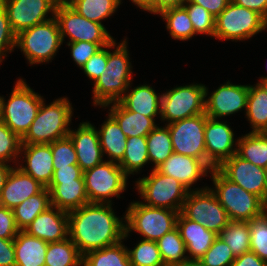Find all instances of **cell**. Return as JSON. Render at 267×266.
Returning <instances> with one entry per match:
<instances>
[{"mask_svg":"<svg viewBox=\"0 0 267 266\" xmlns=\"http://www.w3.org/2000/svg\"><path fill=\"white\" fill-rule=\"evenodd\" d=\"M47 189L50 191L51 205L60 210L70 212L89 203L84 179L51 182Z\"/></svg>","mask_w":267,"mask_h":266,"instance_id":"obj_25","label":"cell"},{"mask_svg":"<svg viewBox=\"0 0 267 266\" xmlns=\"http://www.w3.org/2000/svg\"><path fill=\"white\" fill-rule=\"evenodd\" d=\"M231 266H267L254 252L249 251L237 256Z\"/></svg>","mask_w":267,"mask_h":266,"instance_id":"obj_54","label":"cell"},{"mask_svg":"<svg viewBox=\"0 0 267 266\" xmlns=\"http://www.w3.org/2000/svg\"><path fill=\"white\" fill-rule=\"evenodd\" d=\"M149 163L147 140L144 136L127 138L126 150L122 161L118 164L129 176L140 172Z\"/></svg>","mask_w":267,"mask_h":266,"instance_id":"obj_37","label":"cell"},{"mask_svg":"<svg viewBox=\"0 0 267 266\" xmlns=\"http://www.w3.org/2000/svg\"><path fill=\"white\" fill-rule=\"evenodd\" d=\"M15 45L16 34L10 26L5 7L0 3V64L8 53L15 50Z\"/></svg>","mask_w":267,"mask_h":266,"instance_id":"obj_47","label":"cell"},{"mask_svg":"<svg viewBox=\"0 0 267 266\" xmlns=\"http://www.w3.org/2000/svg\"><path fill=\"white\" fill-rule=\"evenodd\" d=\"M185 3L186 0H155V14L158 15L169 8L183 7Z\"/></svg>","mask_w":267,"mask_h":266,"instance_id":"obj_56","label":"cell"},{"mask_svg":"<svg viewBox=\"0 0 267 266\" xmlns=\"http://www.w3.org/2000/svg\"><path fill=\"white\" fill-rule=\"evenodd\" d=\"M122 242L86 253L82 266H132L127 247Z\"/></svg>","mask_w":267,"mask_h":266,"instance_id":"obj_35","label":"cell"},{"mask_svg":"<svg viewBox=\"0 0 267 266\" xmlns=\"http://www.w3.org/2000/svg\"><path fill=\"white\" fill-rule=\"evenodd\" d=\"M250 229V251L267 263V210L248 221Z\"/></svg>","mask_w":267,"mask_h":266,"instance_id":"obj_42","label":"cell"},{"mask_svg":"<svg viewBox=\"0 0 267 266\" xmlns=\"http://www.w3.org/2000/svg\"><path fill=\"white\" fill-rule=\"evenodd\" d=\"M183 7L187 10L189 18L193 24L195 34H215V17L204 7L195 3H185Z\"/></svg>","mask_w":267,"mask_h":266,"instance_id":"obj_44","label":"cell"},{"mask_svg":"<svg viewBox=\"0 0 267 266\" xmlns=\"http://www.w3.org/2000/svg\"><path fill=\"white\" fill-rule=\"evenodd\" d=\"M104 107H110L109 114L116 120L127 138L138 136L146 137L157 125H159L156 124V120L151 117H146L139 113L127 110L120 102L111 103Z\"/></svg>","mask_w":267,"mask_h":266,"instance_id":"obj_27","label":"cell"},{"mask_svg":"<svg viewBox=\"0 0 267 266\" xmlns=\"http://www.w3.org/2000/svg\"><path fill=\"white\" fill-rule=\"evenodd\" d=\"M110 43H90L86 41L79 42H67V46L71 47V56L73 61L82 67L88 59L98 52L102 47L109 45Z\"/></svg>","mask_w":267,"mask_h":266,"instance_id":"obj_48","label":"cell"},{"mask_svg":"<svg viewBox=\"0 0 267 266\" xmlns=\"http://www.w3.org/2000/svg\"><path fill=\"white\" fill-rule=\"evenodd\" d=\"M44 100L29 130L21 138V144H50L68 136L73 116L68 98H58L49 105Z\"/></svg>","mask_w":267,"mask_h":266,"instance_id":"obj_3","label":"cell"},{"mask_svg":"<svg viewBox=\"0 0 267 266\" xmlns=\"http://www.w3.org/2000/svg\"><path fill=\"white\" fill-rule=\"evenodd\" d=\"M185 266H205V265L201 263L199 260H193V261H188V263Z\"/></svg>","mask_w":267,"mask_h":266,"instance_id":"obj_60","label":"cell"},{"mask_svg":"<svg viewBox=\"0 0 267 266\" xmlns=\"http://www.w3.org/2000/svg\"><path fill=\"white\" fill-rule=\"evenodd\" d=\"M51 151L53 154L54 171L58 167H68L71 164H78L74 145L68 136L51 143Z\"/></svg>","mask_w":267,"mask_h":266,"instance_id":"obj_46","label":"cell"},{"mask_svg":"<svg viewBox=\"0 0 267 266\" xmlns=\"http://www.w3.org/2000/svg\"><path fill=\"white\" fill-rule=\"evenodd\" d=\"M156 242L165 266H185L188 263L186 246L177 227L164 234Z\"/></svg>","mask_w":267,"mask_h":266,"instance_id":"obj_33","label":"cell"},{"mask_svg":"<svg viewBox=\"0 0 267 266\" xmlns=\"http://www.w3.org/2000/svg\"><path fill=\"white\" fill-rule=\"evenodd\" d=\"M267 28L266 20L257 12L230 1L215 18V39L242 41Z\"/></svg>","mask_w":267,"mask_h":266,"instance_id":"obj_9","label":"cell"},{"mask_svg":"<svg viewBox=\"0 0 267 266\" xmlns=\"http://www.w3.org/2000/svg\"><path fill=\"white\" fill-rule=\"evenodd\" d=\"M231 0H186V3H195L204 7L215 18L227 7Z\"/></svg>","mask_w":267,"mask_h":266,"instance_id":"obj_53","label":"cell"},{"mask_svg":"<svg viewBox=\"0 0 267 266\" xmlns=\"http://www.w3.org/2000/svg\"><path fill=\"white\" fill-rule=\"evenodd\" d=\"M149 163H154L156 169L174 152L168 127L156 126L147 136Z\"/></svg>","mask_w":267,"mask_h":266,"instance_id":"obj_38","label":"cell"},{"mask_svg":"<svg viewBox=\"0 0 267 266\" xmlns=\"http://www.w3.org/2000/svg\"><path fill=\"white\" fill-rule=\"evenodd\" d=\"M235 257L250 251V229L246 221H230L218 235Z\"/></svg>","mask_w":267,"mask_h":266,"instance_id":"obj_40","label":"cell"},{"mask_svg":"<svg viewBox=\"0 0 267 266\" xmlns=\"http://www.w3.org/2000/svg\"><path fill=\"white\" fill-rule=\"evenodd\" d=\"M125 212V233L138 232L143 239L158 241L164 234L176 227L179 212L166 208L150 207L140 201H133Z\"/></svg>","mask_w":267,"mask_h":266,"instance_id":"obj_5","label":"cell"},{"mask_svg":"<svg viewBox=\"0 0 267 266\" xmlns=\"http://www.w3.org/2000/svg\"><path fill=\"white\" fill-rule=\"evenodd\" d=\"M82 261L83 256L69 237L48 243L45 266H82Z\"/></svg>","mask_w":267,"mask_h":266,"instance_id":"obj_34","label":"cell"},{"mask_svg":"<svg viewBox=\"0 0 267 266\" xmlns=\"http://www.w3.org/2000/svg\"><path fill=\"white\" fill-rule=\"evenodd\" d=\"M24 231L47 243L62 241L68 238V212L50 206L41 212Z\"/></svg>","mask_w":267,"mask_h":266,"instance_id":"obj_20","label":"cell"},{"mask_svg":"<svg viewBox=\"0 0 267 266\" xmlns=\"http://www.w3.org/2000/svg\"><path fill=\"white\" fill-rule=\"evenodd\" d=\"M113 40L107 45V65L101 76L96 79L93 88V105L104 107L105 105L119 102L124 96L132 79V65L127 49V39L121 43ZM117 45V46H116ZM116 47V48H115ZM115 48L114 51H108Z\"/></svg>","mask_w":267,"mask_h":266,"instance_id":"obj_2","label":"cell"},{"mask_svg":"<svg viewBox=\"0 0 267 266\" xmlns=\"http://www.w3.org/2000/svg\"><path fill=\"white\" fill-rule=\"evenodd\" d=\"M217 169L231 182L257 195L267 204V183L264 168L235 154L225 160Z\"/></svg>","mask_w":267,"mask_h":266,"instance_id":"obj_17","label":"cell"},{"mask_svg":"<svg viewBox=\"0 0 267 266\" xmlns=\"http://www.w3.org/2000/svg\"><path fill=\"white\" fill-rule=\"evenodd\" d=\"M249 85L232 84L228 80L205 99V114L213 119H222L246 110Z\"/></svg>","mask_w":267,"mask_h":266,"instance_id":"obj_18","label":"cell"},{"mask_svg":"<svg viewBox=\"0 0 267 266\" xmlns=\"http://www.w3.org/2000/svg\"><path fill=\"white\" fill-rule=\"evenodd\" d=\"M254 85L249 84L245 115L252 128L250 132L263 133L267 132V94L257 83Z\"/></svg>","mask_w":267,"mask_h":266,"instance_id":"obj_31","label":"cell"},{"mask_svg":"<svg viewBox=\"0 0 267 266\" xmlns=\"http://www.w3.org/2000/svg\"><path fill=\"white\" fill-rule=\"evenodd\" d=\"M208 88L203 84L176 86L161 96L160 119L170 123L205 113Z\"/></svg>","mask_w":267,"mask_h":266,"instance_id":"obj_10","label":"cell"},{"mask_svg":"<svg viewBox=\"0 0 267 266\" xmlns=\"http://www.w3.org/2000/svg\"><path fill=\"white\" fill-rule=\"evenodd\" d=\"M263 91L267 94V79H260V81L257 83Z\"/></svg>","mask_w":267,"mask_h":266,"instance_id":"obj_59","label":"cell"},{"mask_svg":"<svg viewBox=\"0 0 267 266\" xmlns=\"http://www.w3.org/2000/svg\"><path fill=\"white\" fill-rule=\"evenodd\" d=\"M19 231L15 223L13 210L0 205V238L14 239Z\"/></svg>","mask_w":267,"mask_h":266,"instance_id":"obj_50","label":"cell"},{"mask_svg":"<svg viewBox=\"0 0 267 266\" xmlns=\"http://www.w3.org/2000/svg\"><path fill=\"white\" fill-rule=\"evenodd\" d=\"M1 3L16 35L53 18L58 4L55 0H1ZM49 13L52 14L50 17Z\"/></svg>","mask_w":267,"mask_h":266,"instance_id":"obj_15","label":"cell"},{"mask_svg":"<svg viewBox=\"0 0 267 266\" xmlns=\"http://www.w3.org/2000/svg\"><path fill=\"white\" fill-rule=\"evenodd\" d=\"M227 123V120L220 121L207 116L205 125L206 165L211 170L218 168L225 160L237 154L238 141L234 140V132Z\"/></svg>","mask_w":267,"mask_h":266,"instance_id":"obj_16","label":"cell"},{"mask_svg":"<svg viewBox=\"0 0 267 266\" xmlns=\"http://www.w3.org/2000/svg\"><path fill=\"white\" fill-rule=\"evenodd\" d=\"M235 258L228 244L217 236L211 247L199 261L205 266H231Z\"/></svg>","mask_w":267,"mask_h":266,"instance_id":"obj_45","label":"cell"},{"mask_svg":"<svg viewBox=\"0 0 267 266\" xmlns=\"http://www.w3.org/2000/svg\"><path fill=\"white\" fill-rule=\"evenodd\" d=\"M161 96L162 94L158 95L152 86L144 84L134 87L131 90L128 87L119 102L127 110L151 117L155 120V117L158 114L160 115Z\"/></svg>","mask_w":267,"mask_h":266,"instance_id":"obj_26","label":"cell"},{"mask_svg":"<svg viewBox=\"0 0 267 266\" xmlns=\"http://www.w3.org/2000/svg\"><path fill=\"white\" fill-rule=\"evenodd\" d=\"M54 17L59 25L62 42L67 36L69 42L111 43L114 40L103 24L86 19L67 3L57 4Z\"/></svg>","mask_w":267,"mask_h":266,"instance_id":"obj_13","label":"cell"},{"mask_svg":"<svg viewBox=\"0 0 267 266\" xmlns=\"http://www.w3.org/2000/svg\"><path fill=\"white\" fill-rule=\"evenodd\" d=\"M264 172H265V178H266V183H267V166L264 168Z\"/></svg>","mask_w":267,"mask_h":266,"instance_id":"obj_62","label":"cell"},{"mask_svg":"<svg viewBox=\"0 0 267 266\" xmlns=\"http://www.w3.org/2000/svg\"><path fill=\"white\" fill-rule=\"evenodd\" d=\"M127 251L132 266H165L156 241L141 239Z\"/></svg>","mask_w":267,"mask_h":266,"instance_id":"obj_41","label":"cell"},{"mask_svg":"<svg viewBox=\"0 0 267 266\" xmlns=\"http://www.w3.org/2000/svg\"><path fill=\"white\" fill-rule=\"evenodd\" d=\"M14 166L8 165L7 163L0 162V195L5 185L6 179Z\"/></svg>","mask_w":267,"mask_h":266,"instance_id":"obj_58","label":"cell"},{"mask_svg":"<svg viewBox=\"0 0 267 266\" xmlns=\"http://www.w3.org/2000/svg\"><path fill=\"white\" fill-rule=\"evenodd\" d=\"M51 205L50 191L45 187L36 195L30 196L13 210L17 228L24 231L25 228L43 211Z\"/></svg>","mask_w":267,"mask_h":266,"instance_id":"obj_32","label":"cell"},{"mask_svg":"<svg viewBox=\"0 0 267 266\" xmlns=\"http://www.w3.org/2000/svg\"><path fill=\"white\" fill-rule=\"evenodd\" d=\"M121 2L122 0H69L67 4L86 19L102 24V20L116 12Z\"/></svg>","mask_w":267,"mask_h":266,"instance_id":"obj_36","label":"cell"},{"mask_svg":"<svg viewBox=\"0 0 267 266\" xmlns=\"http://www.w3.org/2000/svg\"><path fill=\"white\" fill-rule=\"evenodd\" d=\"M57 3H68L69 0H55Z\"/></svg>","mask_w":267,"mask_h":266,"instance_id":"obj_61","label":"cell"},{"mask_svg":"<svg viewBox=\"0 0 267 266\" xmlns=\"http://www.w3.org/2000/svg\"><path fill=\"white\" fill-rule=\"evenodd\" d=\"M45 186L17 166L12 168L0 195V205L14 209L30 196L41 192Z\"/></svg>","mask_w":267,"mask_h":266,"instance_id":"obj_23","label":"cell"},{"mask_svg":"<svg viewBox=\"0 0 267 266\" xmlns=\"http://www.w3.org/2000/svg\"><path fill=\"white\" fill-rule=\"evenodd\" d=\"M136 189L150 207L166 208L181 212L189 190L178 180L153 169L149 176L139 178Z\"/></svg>","mask_w":267,"mask_h":266,"instance_id":"obj_8","label":"cell"},{"mask_svg":"<svg viewBox=\"0 0 267 266\" xmlns=\"http://www.w3.org/2000/svg\"><path fill=\"white\" fill-rule=\"evenodd\" d=\"M97 131L103 155H108L110 160L107 161L119 164L123 159L127 144V137L119 124L108 114L106 121Z\"/></svg>","mask_w":267,"mask_h":266,"instance_id":"obj_29","label":"cell"},{"mask_svg":"<svg viewBox=\"0 0 267 266\" xmlns=\"http://www.w3.org/2000/svg\"><path fill=\"white\" fill-rule=\"evenodd\" d=\"M48 243L19 231L14 238L15 266H45Z\"/></svg>","mask_w":267,"mask_h":266,"instance_id":"obj_28","label":"cell"},{"mask_svg":"<svg viewBox=\"0 0 267 266\" xmlns=\"http://www.w3.org/2000/svg\"><path fill=\"white\" fill-rule=\"evenodd\" d=\"M21 149V138L3 121H0V162L18 164ZM17 161V163H16Z\"/></svg>","mask_w":267,"mask_h":266,"instance_id":"obj_43","label":"cell"},{"mask_svg":"<svg viewBox=\"0 0 267 266\" xmlns=\"http://www.w3.org/2000/svg\"><path fill=\"white\" fill-rule=\"evenodd\" d=\"M188 219L219 235L230 218L209 187L189 191L181 210Z\"/></svg>","mask_w":267,"mask_h":266,"instance_id":"obj_12","label":"cell"},{"mask_svg":"<svg viewBox=\"0 0 267 266\" xmlns=\"http://www.w3.org/2000/svg\"><path fill=\"white\" fill-rule=\"evenodd\" d=\"M76 179H84L83 171L78 164H71L68 167H58L53 172L51 182H68Z\"/></svg>","mask_w":267,"mask_h":266,"instance_id":"obj_51","label":"cell"},{"mask_svg":"<svg viewBox=\"0 0 267 266\" xmlns=\"http://www.w3.org/2000/svg\"><path fill=\"white\" fill-rule=\"evenodd\" d=\"M9 97L5 102V98L0 96L1 121L22 138L36 118L44 98L33 91L22 78L15 83Z\"/></svg>","mask_w":267,"mask_h":266,"instance_id":"obj_6","label":"cell"},{"mask_svg":"<svg viewBox=\"0 0 267 266\" xmlns=\"http://www.w3.org/2000/svg\"><path fill=\"white\" fill-rule=\"evenodd\" d=\"M180 236L186 246L189 261L199 260L218 236L198 222L186 218L179 212L176 222Z\"/></svg>","mask_w":267,"mask_h":266,"instance_id":"obj_24","label":"cell"},{"mask_svg":"<svg viewBox=\"0 0 267 266\" xmlns=\"http://www.w3.org/2000/svg\"><path fill=\"white\" fill-rule=\"evenodd\" d=\"M107 65V46L102 47L98 52L91 56L81 67L86 76L94 82L101 76Z\"/></svg>","mask_w":267,"mask_h":266,"instance_id":"obj_49","label":"cell"},{"mask_svg":"<svg viewBox=\"0 0 267 266\" xmlns=\"http://www.w3.org/2000/svg\"><path fill=\"white\" fill-rule=\"evenodd\" d=\"M14 239L0 238V266H15Z\"/></svg>","mask_w":267,"mask_h":266,"instance_id":"obj_52","label":"cell"},{"mask_svg":"<svg viewBox=\"0 0 267 266\" xmlns=\"http://www.w3.org/2000/svg\"><path fill=\"white\" fill-rule=\"evenodd\" d=\"M214 188H210L226 210L230 221H250L267 210V204L257 195L227 179L217 168L210 172Z\"/></svg>","mask_w":267,"mask_h":266,"instance_id":"obj_4","label":"cell"},{"mask_svg":"<svg viewBox=\"0 0 267 266\" xmlns=\"http://www.w3.org/2000/svg\"><path fill=\"white\" fill-rule=\"evenodd\" d=\"M138 8L155 15V0H131Z\"/></svg>","mask_w":267,"mask_h":266,"instance_id":"obj_57","label":"cell"},{"mask_svg":"<svg viewBox=\"0 0 267 266\" xmlns=\"http://www.w3.org/2000/svg\"><path fill=\"white\" fill-rule=\"evenodd\" d=\"M237 141L239 157L262 168L267 166V132H249Z\"/></svg>","mask_w":267,"mask_h":266,"instance_id":"obj_30","label":"cell"},{"mask_svg":"<svg viewBox=\"0 0 267 266\" xmlns=\"http://www.w3.org/2000/svg\"><path fill=\"white\" fill-rule=\"evenodd\" d=\"M68 137L72 140L77 154V163L83 172L105 161L98 131L91 123L82 122L75 131L70 128Z\"/></svg>","mask_w":267,"mask_h":266,"instance_id":"obj_19","label":"cell"},{"mask_svg":"<svg viewBox=\"0 0 267 266\" xmlns=\"http://www.w3.org/2000/svg\"><path fill=\"white\" fill-rule=\"evenodd\" d=\"M63 44L55 17L16 35V45L30 65L52 62Z\"/></svg>","mask_w":267,"mask_h":266,"instance_id":"obj_7","label":"cell"},{"mask_svg":"<svg viewBox=\"0 0 267 266\" xmlns=\"http://www.w3.org/2000/svg\"><path fill=\"white\" fill-rule=\"evenodd\" d=\"M159 15L166 22L165 27L173 39L186 41L196 35L188 12L184 7L169 8Z\"/></svg>","mask_w":267,"mask_h":266,"instance_id":"obj_39","label":"cell"},{"mask_svg":"<svg viewBox=\"0 0 267 266\" xmlns=\"http://www.w3.org/2000/svg\"><path fill=\"white\" fill-rule=\"evenodd\" d=\"M83 177L90 203L112 204V197L119 198L127 187L128 176L117 163L107 160L84 171Z\"/></svg>","mask_w":267,"mask_h":266,"instance_id":"obj_11","label":"cell"},{"mask_svg":"<svg viewBox=\"0 0 267 266\" xmlns=\"http://www.w3.org/2000/svg\"><path fill=\"white\" fill-rule=\"evenodd\" d=\"M156 169L160 173L175 178L189 191L199 190V188L191 189V186L211 172L202 160L174 152Z\"/></svg>","mask_w":267,"mask_h":266,"instance_id":"obj_22","label":"cell"},{"mask_svg":"<svg viewBox=\"0 0 267 266\" xmlns=\"http://www.w3.org/2000/svg\"><path fill=\"white\" fill-rule=\"evenodd\" d=\"M24 154H23V153ZM20 158H25V166L17 165L25 174L32 176L43 186L48 187L54 172L53 154L50 144H21Z\"/></svg>","mask_w":267,"mask_h":266,"instance_id":"obj_21","label":"cell"},{"mask_svg":"<svg viewBox=\"0 0 267 266\" xmlns=\"http://www.w3.org/2000/svg\"><path fill=\"white\" fill-rule=\"evenodd\" d=\"M124 233L125 217H117L112 204L89 202L68 212V237L82 256L124 241Z\"/></svg>","mask_w":267,"mask_h":266,"instance_id":"obj_1","label":"cell"},{"mask_svg":"<svg viewBox=\"0 0 267 266\" xmlns=\"http://www.w3.org/2000/svg\"><path fill=\"white\" fill-rule=\"evenodd\" d=\"M235 4L253 10L267 21V0H231Z\"/></svg>","mask_w":267,"mask_h":266,"instance_id":"obj_55","label":"cell"},{"mask_svg":"<svg viewBox=\"0 0 267 266\" xmlns=\"http://www.w3.org/2000/svg\"><path fill=\"white\" fill-rule=\"evenodd\" d=\"M205 113L166 125L170 131L174 153L191 156L206 164Z\"/></svg>","mask_w":267,"mask_h":266,"instance_id":"obj_14","label":"cell"}]
</instances>
